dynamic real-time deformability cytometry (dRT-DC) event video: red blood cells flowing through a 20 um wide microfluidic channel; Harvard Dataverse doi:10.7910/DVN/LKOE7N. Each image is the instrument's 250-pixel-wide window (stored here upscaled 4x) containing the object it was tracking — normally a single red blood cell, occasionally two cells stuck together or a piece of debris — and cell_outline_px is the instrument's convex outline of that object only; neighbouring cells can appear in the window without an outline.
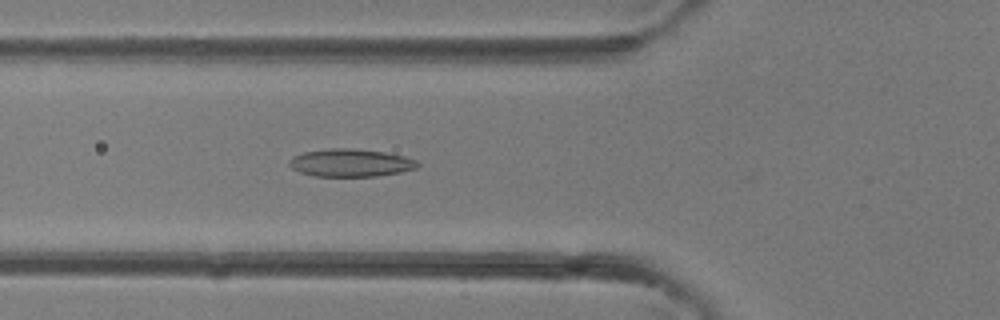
{"species": "common noctule bat (a hibernating species)", "species_latin": "Nyctalus noctula", "temperature_condition": "room temperature", "stored_images_in_passage": 36, "camera_frame_rate_fps": 3000, "um_per_image_px": 0.085, "animal": {"sex": "female"}, "frame": {"image": 1, "passage_image": 11, "time_ms": 3.333, "image_size_px": [1000, 320], "cell_outline_px": [[420, 164], [416, 168], [400, 172], [376, 176], [316, 176], [300, 172], [292, 168], [288, 164], [288, 160], [292, 156], [304, 152], [328, 148], [356, 148], [384, 152], [404, 156], [416, 160]], "centroid_in_image_um": [29.78, 13.83], "position_along_channel_um": 96.0, "area_um2": 20.81}}
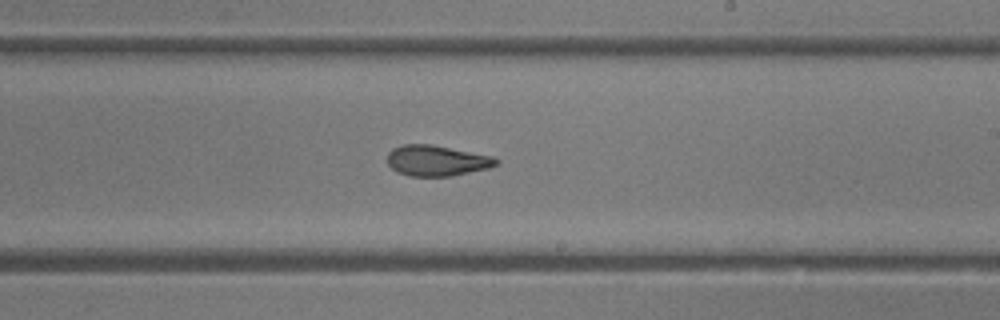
{"frame": {"image": 2, "passage_image": 20, "time_ms": 6.333, "image_size_px": [1000, 320], "cell_outline_px": [[500, 164], [492, 168], [452, 176], [408, 176], [396, 172], [388, 164], [388, 152], [392, 148], [404, 144], [432, 144], [492, 156], [500, 160]], "centroid_in_image_um": [37.16, 13.66], "position_along_channel_um": 251.8, "area_um2": 19.77}}
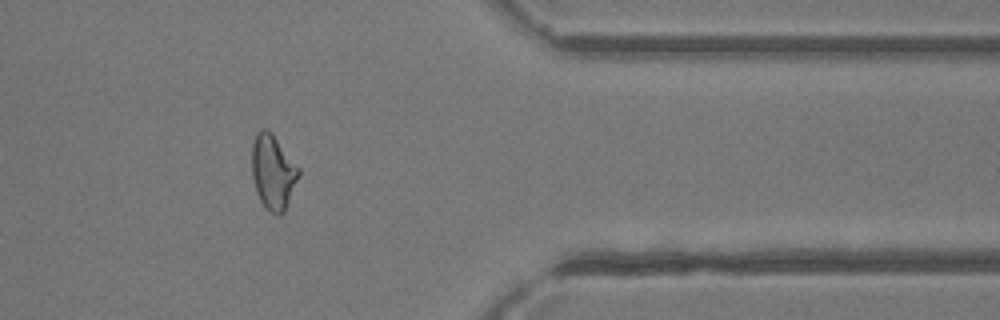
{"frame": {"image": 3, "passage_image": 29, "time_ms": 9.333, "image_size_px": [1000, 320], "cell_outline_px": [[300, 176], [284, 212], [280, 216], [272, 212], [260, 200], [256, 192], [252, 176], [252, 144], [256, 132], [260, 128], [268, 128], [272, 132], [300, 168]], "centroid_in_image_um": [23.21, 14.57], "position_along_channel_um": 388.2, "area_um2": 20.58}}